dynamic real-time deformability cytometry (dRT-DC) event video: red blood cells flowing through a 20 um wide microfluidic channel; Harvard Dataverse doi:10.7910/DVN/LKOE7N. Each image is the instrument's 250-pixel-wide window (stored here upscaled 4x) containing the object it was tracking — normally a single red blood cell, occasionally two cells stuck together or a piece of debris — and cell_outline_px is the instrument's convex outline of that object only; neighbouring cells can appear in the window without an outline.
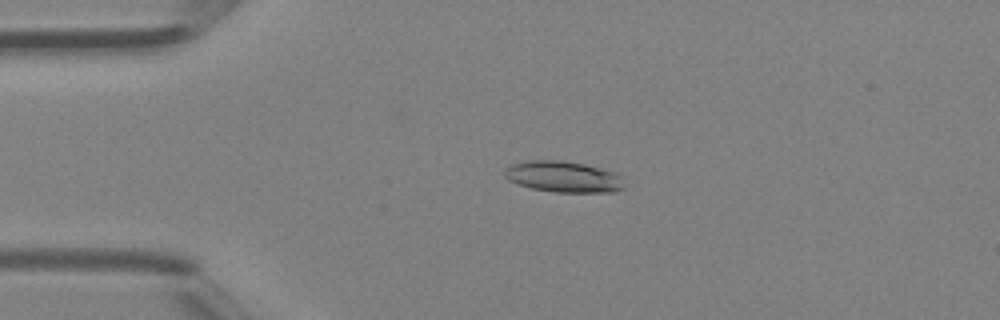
{"species": "Egyptian fruit bat (a non-hibernating species)", "species_latin": "Rousettus aegyptiacus", "temperature_condition": "room temperature", "stored_images_in_passage": 37, "camera_frame_rate_fps": 3000, "um_per_image_px": 0.085, "animal": {"sex": "female"}, "frame": {"image": 1, "passage_image": 1, "time_ms": 0.0, "image_size_px": [1000, 320], "cell_outline_px": [[624, 188], [616, 192], [556, 192], [532, 188], [508, 180], [504, 176], [504, 168], [512, 164], [528, 160], [560, 160], [584, 164], [600, 168], [612, 172], [620, 176]], "centroid_in_image_um": [47.86, 15.02], "position_along_channel_um": 37.1, "area_um2": 21.56}}
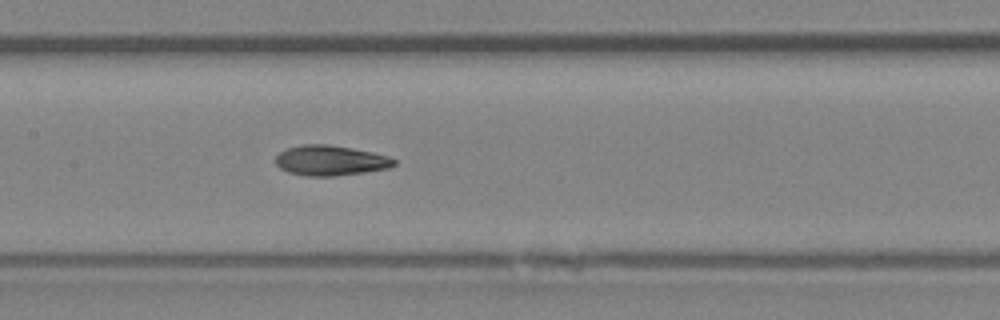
{"frame": {"image": 2, "passage_image": 13, "time_ms": 4.0, "image_size_px": [1000, 320], "cell_outline_px": [[396, 164], [388, 168], [364, 172], [332, 176], [304, 176], [288, 172], [280, 168], [276, 164], [276, 156], [280, 152], [288, 148], [304, 144], [328, 144], [352, 148], [372, 152], [388, 156], [396, 160]], "centroid_in_image_um": [28.08, 13.64], "position_along_channel_um": 179.3, "area_um2": 20.75}}
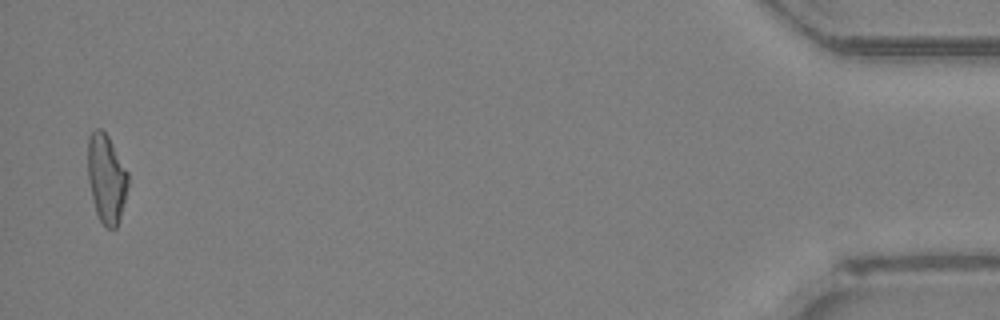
{"frame": {"image": 3, "passage_image": 36, "time_ms": 11.667, "image_size_px": [1000, 320], "cell_outline_px": [[128, 188], [120, 216], [116, 228], [108, 228], [100, 220], [96, 212], [88, 180], [88, 136], [96, 128], [100, 128], [108, 136], [128, 172]], "centroid_in_image_um": [9.04, 15.15], "position_along_channel_um": 426.2, "area_um2": 20.58}, "authors_computed_cell_mechanics": {"area_um2": 20.808, "velocity_mm_per_s": 4.4232, "shape_relaxation_time_tau1_ms": 5.2286, "shape_relaxation_time_tau2_ms": 2.8651, "deformation_change_tau1": 0.1557, "deformation_change_tau2": 0.1062}}